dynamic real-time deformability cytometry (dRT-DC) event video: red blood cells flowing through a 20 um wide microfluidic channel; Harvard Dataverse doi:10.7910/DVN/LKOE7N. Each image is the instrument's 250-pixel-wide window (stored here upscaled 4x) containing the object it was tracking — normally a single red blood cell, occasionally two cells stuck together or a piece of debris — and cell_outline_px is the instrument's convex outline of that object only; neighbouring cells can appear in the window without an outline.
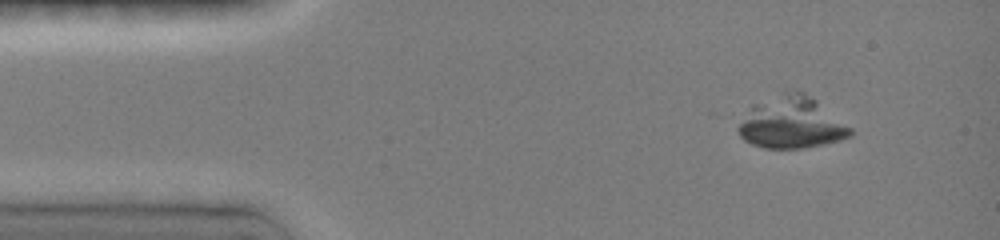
{"species": "common noctule bat (a hibernating species)", "species_latin": "Nyctalus noctula", "temperature_condition": "room temperature", "stored_images_in_passage": 17, "camera_frame_rate_fps": 3000, "um_per_image_px": 0.085, "animal": {"sex": "female", "body_mass_g": 19.0, "forearm_length_mm": 51.5}, "frame": {"image": 1, "passage_image": 2, "time_ms": 1.333, "image_size_px": [1000, 240], "cell_outline_px": [[852, 136], [840, 140], [800, 148], [764, 148], [752, 144], [744, 140], [736, 132], [736, 128], [752, 104], [784, 88], [796, 88], [816, 100], [852, 128]], "centroid_in_image_um": [67.23, 10.38], "position_along_channel_um": 17.8, "area_um2": 34.33}}
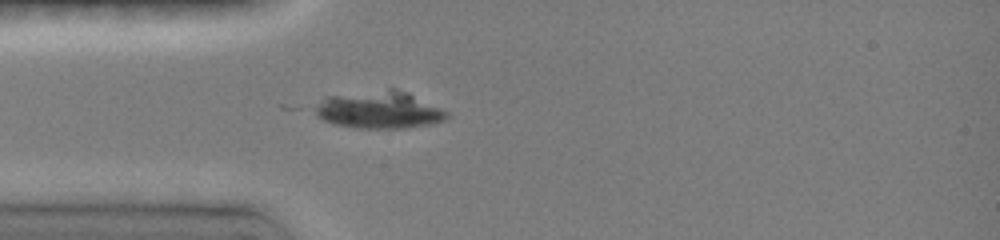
{"frame": {"image": 2, "passage_image": 8, "time_ms": 4.0, "image_size_px": [1000, 240], "cell_outline_px": [[448, 120], [428, 124], [404, 128], [356, 128], [332, 124], [316, 116], [312, 108], [328, 96], [388, 88], [396, 88], [408, 92], [448, 112]], "centroid_in_image_um": [32.21, 9.34], "position_along_channel_um": 52.8, "area_um2": 28.78}}
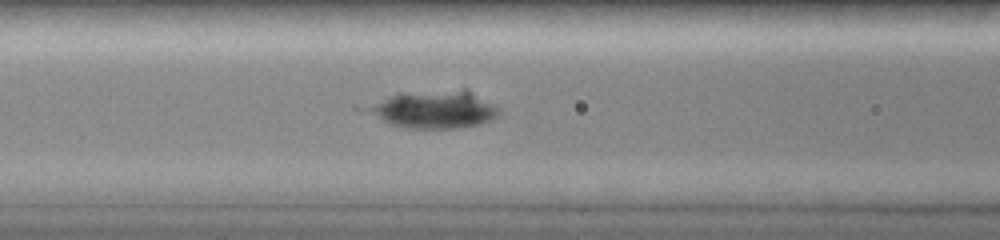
{"frame": {"image": 3, "passage_image": 13, "time_ms": 6.0, "image_size_px": [1000, 240], "cell_outline_px": [[500, 116], [492, 120], [480, 124], [456, 128], [408, 128], [388, 124], [352, 108], [352, 104], [400, 92], [464, 88], [468, 88], [496, 104], [500, 108]], "centroid_in_image_um": [36.66, 9.25], "position_along_channel_um": 129.9, "area_um2": 31.39}}